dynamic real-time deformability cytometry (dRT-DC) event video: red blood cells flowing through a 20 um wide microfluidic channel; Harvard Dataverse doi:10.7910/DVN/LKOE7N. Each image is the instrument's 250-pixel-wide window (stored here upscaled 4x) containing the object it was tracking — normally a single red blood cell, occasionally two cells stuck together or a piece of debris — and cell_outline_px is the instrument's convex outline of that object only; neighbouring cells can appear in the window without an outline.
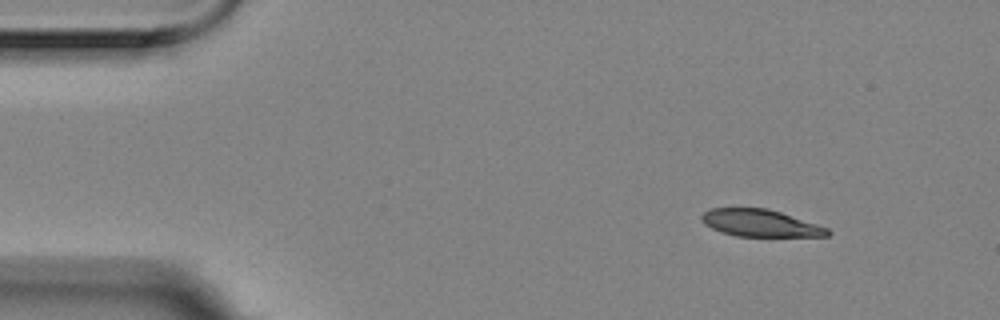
{"species": "Egyptian fruit bat (a non-hibernating species)", "species_latin": "Rousettus aegyptiacus", "temperature_condition": "room temperature", "stored_images_in_passage": 10, "camera_frame_rate_fps": 3000, "um_per_image_px": 0.085, "animal": {"sex": "female"}, "frame": {"image": 1, "passage_image": 1, "time_ms": 0.0, "image_size_px": [1000, 320], "cell_outline_px": [[832, 232], [828, 236], [736, 236], [720, 232], [704, 224], [700, 220], [700, 216], [704, 212], [712, 208], [768, 208], [828, 228]], "centroid_in_image_um": [64.59, 18.96], "position_along_channel_um": 20.4, "area_um2": 19.83}}
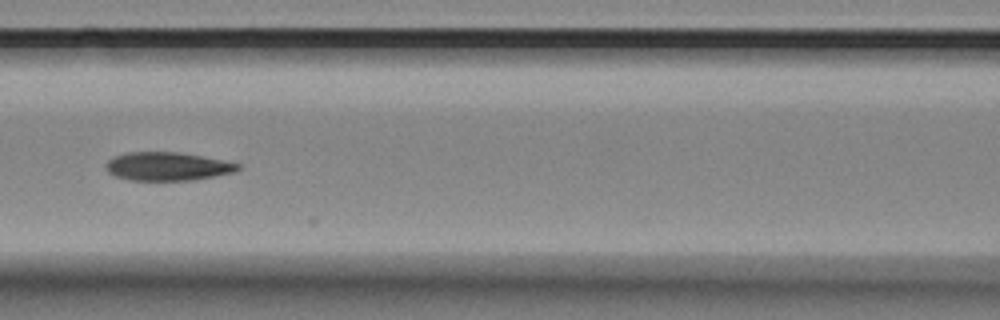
{"frame": {"image": 2, "passage_image": 6, "time_ms": 1.667, "image_size_px": [1000, 320], "cell_outline_px": [[240, 168], [236, 172], [192, 180], [132, 180], [116, 176], [108, 172], [104, 168], [104, 164], [112, 156], [124, 152], [180, 152], [240, 164]], "centroid_in_image_um": [14.17, 14.13], "position_along_channel_um": 152.4, "area_um2": 21.85}}
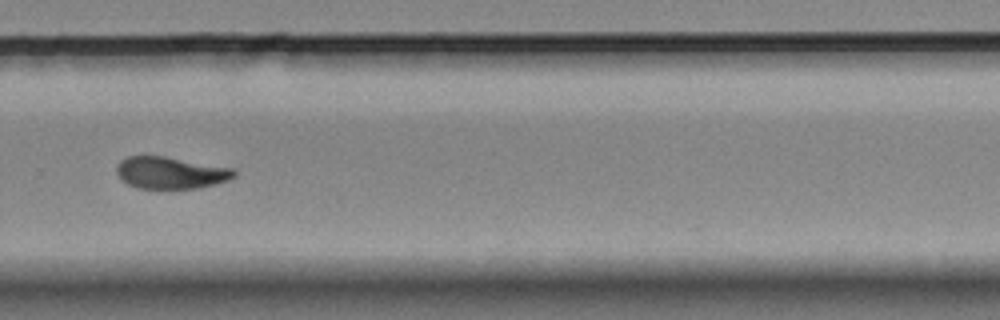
{"frame": {"image": 3, "passage_image": 10, "time_ms": 3.0, "image_size_px": [1000, 320], "cell_outline_px": [[236, 176], [228, 180], [216, 184], [200, 188], [160, 192], [136, 188], [128, 184], [116, 172], [116, 168], [120, 160], [128, 156], [164, 156], [232, 168], [236, 172]], "centroid_in_image_um": [14.5, 14.74], "position_along_channel_um": 315.3, "area_um2": 22.66}}